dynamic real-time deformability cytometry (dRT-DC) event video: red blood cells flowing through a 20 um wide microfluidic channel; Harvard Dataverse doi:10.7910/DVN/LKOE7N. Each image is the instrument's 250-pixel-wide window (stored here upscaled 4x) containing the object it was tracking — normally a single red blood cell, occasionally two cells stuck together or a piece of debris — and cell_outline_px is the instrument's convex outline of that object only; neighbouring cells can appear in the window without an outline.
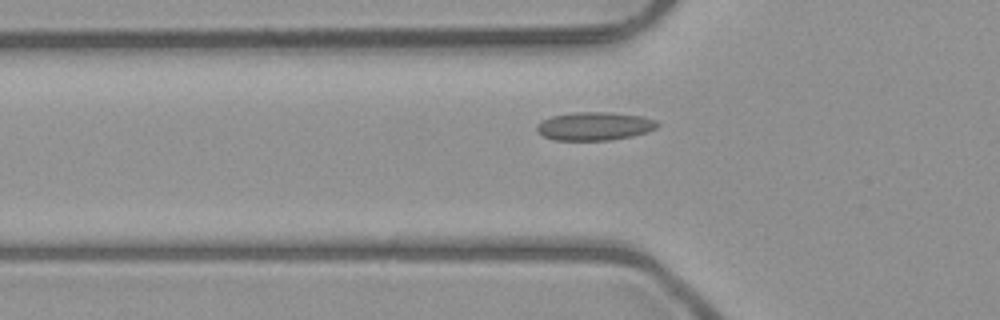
{"species": "common noctule bat (a hibernating species)", "species_latin": "Nyctalus noctula", "temperature_condition": "room temperature", "stored_images_in_passage": 5, "camera_frame_rate_fps": 3000, "um_per_image_px": 0.085, "animal": {"sex": "male", "body_mass_g": 23.1, "forearm_length_mm": 52.7}, "frame": {"image": 1, "passage_image": 5, "time_ms": 4.333, "image_size_px": [1000, 320], "cell_outline_px": [[660, 124], [656, 128], [648, 132], [632, 136], [612, 140], [556, 140], [544, 136], [536, 128], [536, 124], [552, 116], [572, 112], [612, 112], [640, 116], [656, 120]], "centroid_in_image_um": [50.57, 10.72], "position_along_channel_um": 75.2, "area_um2": 19.88}}